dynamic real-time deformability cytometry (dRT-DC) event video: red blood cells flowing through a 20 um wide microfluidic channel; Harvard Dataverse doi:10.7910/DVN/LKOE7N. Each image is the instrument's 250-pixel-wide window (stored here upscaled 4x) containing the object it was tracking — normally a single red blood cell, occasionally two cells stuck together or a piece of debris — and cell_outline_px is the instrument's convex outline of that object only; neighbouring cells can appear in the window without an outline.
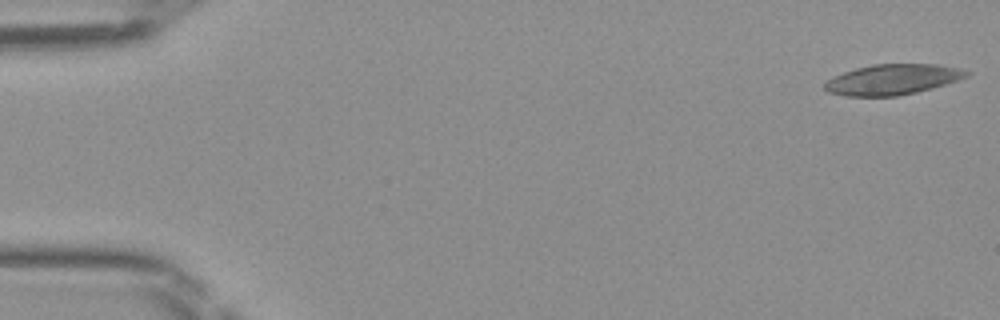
{"species": "Egyptian fruit bat (a non-hibernating species)", "species_latin": "Rousettus aegyptiacus", "temperature_condition": "room temperature", "stored_images_in_passage": 9, "camera_frame_rate_fps": 3000, "um_per_image_px": 0.085, "frame": {"image": 1, "passage_image": 1, "time_ms": 0.0, "image_size_px": [1000, 320], "cell_outline_px": [[972, 72], [968, 76], [932, 88], [916, 92], [896, 96], [844, 96], [828, 92], [824, 88], [824, 84], [828, 80], [844, 72], [856, 68], [872, 64], [936, 64], [960, 68]], "centroid_in_image_um": [75.87, 6.75], "position_along_channel_um": 9.1, "area_um2": 25.03}}